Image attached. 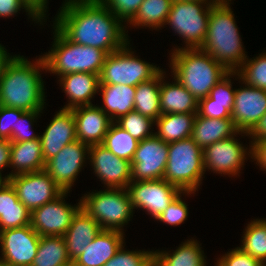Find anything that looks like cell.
Here are the masks:
<instances>
[{"instance_id":"cell-1","label":"cell","mask_w":266,"mask_h":266,"mask_svg":"<svg viewBox=\"0 0 266 266\" xmlns=\"http://www.w3.org/2000/svg\"><path fill=\"white\" fill-rule=\"evenodd\" d=\"M59 9L53 26L71 42L107 54L129 42L127 27L100 0H65Z\"/></svg>"},{"instance_id":"cell-2","label":"cell","mask_w":266,"mask_h":266,"mask_svg":"<svg viewBox=\"0 0 266 266\" xmlns=\"http://www.w3.org/2000/svg\"><path fill=\"white\" fill-rule=\"evenodd\" d=\"M41 70L47 72L42 55L35 62L13 55L0 77V105L24 111L43 110L46 96Z\"/></svg>"},{"instance_id":"cell-3","label":"cell","mask_w":266,"mask_h":266,"mask_svg":"<svg viewBox=\"0 0 266 266\" xmlns=\"http://www.w3.org/2000/svg\"><path fill=\"white\" fill-rule=\"evenodd\" d=\"M230 3H216L210 11L208 30L202 51L221 63L229 72H237L247 59Z\"/></svg>"},{"instance_id":"cell-4","label":"cell","mask_w":266,"mask_h":266,"mask_svg":"<svg viewBox=\"0 0 266 266\" xmlns=\"http://www.w3.org/2000/svg\"><path fill=\"white\" fill-rule=\"evenodd\" d=\"M170 68L175 77L198 101L209 96L215 84L229 71L199 48L172 49Z\"/></svg>"},{"instance_id":"cell-5","label":"cell","mask_w":266,"mask_h":266,"mask_svg":"<svg viewBox=\"0 0 266 266\" xmlns=\"http://www.w3.org/2000/svg\"><path fill=\"white\" fill-rule=\"evenodd\" d=\"M53 28V45L42 56L46 71L59 77L76 72L100 75L107 53L102 49L71 42L55 26Z\"/></svg>"},{"instance_id":"cell-6","label":"cell","mask_w":266,"mask_h":266,"mask_svg":"<svg viewBox=\"0 0 266 266\" xmlns=\"http://www.w3.org/2000/svg\"><path fill=\"white\" fill-rule=\"evenodd\" d=\"M168 149L163 179L181 191H198L205 174L203 149L191 137L168 143Z\"/></svg>"},{"instance_id":"cell-7","label":"cell","mask_w":266,"mask_h":266,"mask_svg":"<svg viewBox=\"0 0 266 266\" xmlns=\"http://www.w3.org/2000/svg\"><path fill=\"white\" fill-rule=\"evenodd\" d=\"M81 198V208L97 221L102 230L123 232V226L133 217L134 209L127 189L95 190Z\"/></svg>"},{"instance_id":"cell-8","label":"cell","mask_w":266,"mask_h":266,"mask_svg":"<svg viewBox=\"0 0 266 266\" xmlns=\"http://www.w3.org/2000/svg\"><path fill=\"white\" fill-rule=\"evenodd\" d=\"M211 0H184L172 3L165 25H170L174 33L185 42V49L200 48L208 30Z\"/></svg>"},{"instance_id":"cell-9","label":"cell","mask_w":266,"mask_h":266,"mask_svg":"<svg viewBox=\"0 0 266 266\" xmlns=\"http://www.w3.org/2000/svg\"><path fill=\"white\" fill-rule=\"evenodd\" d=\"M130 46L129 41L122 49L107 54L99 75L100 84L137 86L161 70L153 63L138 59Z\"/></svg>"},{"instance_id":"cell-10","label":"cell","mask_w":266,"mask_h":266,"mask_svg":"<svg viewBox=\"0 0 266 266\" xmlns=\"http://www.w3.org/2000/svg\"><path fill=\"white\" fill-rule=\"evenodd\" d=\"M248 133L238 132L231 138L215 142L203 149L204 171L230 176H237L244 167L247 154L251 157V146L244 147L236 137ZM237 135V136H236ZM248 151V152H247ZM250 153V154H249Z\"/></svg>"},{"instance_id":"cell-11","label":"cell","mask_w":266,"mask_h":266,"mask_svg":"<svg viewBox=\"0 0 266 266\" xmlns=\"http://www.w3.org/2000/svg\"><path fill=\"white\" fill-rule=\"evenodd\" d=\"M68 191H63L54 200L31 211L30 226L40 236H63L69 228L73 216L81 208V198L77 205L65 201Z\"/></svg>"},{"instance_id":"cell-12","label":"cell","mask_w":266,"mask_h":266,"mask_svg":"<svg viewBox=\"0 0 266 266\" xmlns=\"http://www.w3.org/2000/svg\"><path fill=\"white\" fill-rule=\"evenodd\" d=\"M126 189L133 209L141 208L154 219L182 192L164 179L132 181Z\"/></svg>"},{"instance_id":"cell-13","label":"cell","mask_w":266,"mask_h":266,"mask_svg":"<svg viewBox=\"0 0 266 266\" xmlns=\"http://www.w3.org/2000/svg\"><path fill=\"white\" fill-rule=\"evenodd\" d=\"M168 152V143H165L155 134L140 141L131 160V180L163 179Z\"/></svg>"},{"instance_id":"cell-14","label":"cell","mask_w":266,"mask_h":266,"mask_svg":"<svg viewBox=\"0 0 266 266\" xmlns=\"http://www.w3.org/2000/svg\"><path fill=\"white\" fill-rule=\"evenodd\" d=\"M19 201L31 212L54 200L63 190L43 169L9 177Z\"/></svg>"},{"instance_id":"cell-15","label":"cell","mask_w":266,"mask_h":266,"mask_svg":"<svg viewBox=\"0 0 266 266\" xmlns=\"http://www.w3.org/2000/svg\"><path fill=\"white\" fill-rule=\"evenodd\" d=\"M89 145L76 140L45 162L44 170L63 190L70 192L78 174L89 158Z\"/></svg>"},{"instance_id":"cell-16","label":"cell","mask_w":266,"mask_h":266,"mask_svg":"<svg viewBox=\"0 0 266 266\" xmlns=\"http://www.w3.org/2000/svg\"><path fill=\"white\" fill-rule=\"evenodd\" d=\"M39 240L40 235L30 225L0 231V262L8 266H30Z\"/></svg>"},{"instance_id":"cell-17","label":"cell","mask_w":266,"mask_h":266,"mask_svg":"<svg viewBox=\"0 0 266 266\" xmlns=\"http://www.w3.org/2000/svg\"><path fill=\"white\" fill-rule=\"evenodd\" d=\"M89 164L106 188H123L132 182L131 162L115 156L102 144L89 146Z\"/></svg>"},{"instance_id":"cell-18","label":"cell","mask_w":266,"mask_h":266,"mask_svg":"<svg viewBox=\"0 0 266 266\" xmlns=\"http://www.w3.org/2000/svg\"><path fill=\"white\" fill-rule=\"evenodd\" d=\"M241 83L245 86L235 91L231 117L239 132L249 133L266 113V90Z\"/></svg>"},{"instance_id":"cell-19","label":"cell","mask_w":266,"mask_h":266,"mask_svg":"<svg viewBox=\"0 0 266 266\" xmlns=\"http://www.w3.org/2000/svg\"><path fill=\"white\" fill-rule=\"evenodd\" d=\"M39 138L45 162L57 155L65 145L76 141L73 111L61 108Z\"/></svg>"},{"instance_id":"cell-20","label":"cell","mask_w":266,"mask_h":266,"mask_svg":"<svg viewBox=\"0 0 266 266\" xmlns=\"http://www.w3.org/2000/svg\"><path fill=\"white\" fill-rule=\"evenodd\" d=\"M71 110L75 119L77 140L89 146L102 144L112 121L100 106L92 104Z\"/></svg>"},{"instance_id":"cell-21","label":"cell","mask_w":266,"mask_h":266,"mask_svg":"<svg viewBox=\"0 0 266 266\" xmlns=\"http://www.w3.org/2000/svg\"><path fill=\"white\" fill-rule=\"evenodd\" d=\"M124 233L102 230L72 262V266H104L125 244Z\"/></svg>"},{"instance_id":"cell-22","label":"cell","mask_w":266,"mask_h":266,"mask_svg":"<svg viewBox=\"0 0 266 266\" xmlns=\"http://www.w3.org/2000/svg\"><path fill=\"white\" fill-rule=\"evenodd\" d=\"M58 78L62 90L69 99L63 109L71 110L79 106L92 105L91 99L99 92V75L76 72Z\"/></svg>"},{"instance_id":"cell-23","label":"cell","mask_w":266,"mask_h":266,"mask_svg":"<svg viewBox=\"0 0 266 266\" xmlns=\"http://www.w3.org/2000/svg\"><path fill=\"white\" fill-rule=\"evenodd\" d=\"M101 231L97 221L80 208L63 235L70 260L73 262Z\"/></svg>"},{"instance_id":"cell-24","label":"cell","mask_w":266,"mask_h":266,"mask_svg":"<svg viewBox=\"0 0 266 266\" xmlns=\"http://www.w3.org/2000/svg\"><path fill=\"white\" fill-rule=\"evenodd\" d=\"M14 169L7 178L41 171L45 168L40 138L23 142H11L9 168Z\"/></svg>"},{"instance_id":"cell-25","label":"cell","mask_w":266,"mask_h":266,"mask_svg":"<svg viewBox=\"0 0 266 266\" xmlns=\"http://www.w3.org/2000/svg\"><path fill=\"white\" fill-rule=\"evenodd\" d=\"M238 132L232 118H205L197 113L191 138L204 149L215 142L231 138Z\"/></svg>"},{"instance_id":"cell-26","label":"cell","mask_w":266,"mask_h":266,"mask_svg":"<svg viewBox=\"0 0 266 266\" xmlns=\"http://www.w3.org/2000/svg\"><path fill=\"white\" fill-rule=\"evenodd\" d=\"M103 105L101 110L112 122L134 111L136 86L99 84Z\"/></svg>"},{"instance_id":"cell-27","label":"cell","mask_w":266,"mask_h":266,"mask_svg":"<svg viewBox=\"0 0 266 266\" xmlns=\"http://www.w3.org/2000/svg\"><path fill=\"white\" fill-rule=\"evenodd\" d=\"M165 77L166 75L161 78V114L197 113L198 100L175 77L172 83H166Z\"/></svg>"},{"instance_id":"cell-28","label":"cell","mask_w":266,"mask_h":266,"mask_svg":"<svg viewBox=\"0 0 266 266\" xmlns=\"http://www.w3.org/2000/svg\"><path fill=\"white\" fill-rule=\"evenodd\" d=\"M31 212L19 201L11 183L0 189V231L30 225Z\"/></svg>"},{"instance_id":"cell-29","label":"cell","mask_w":266,"mask_h":266,"mask_svg":"<svg viewBox=\"0 0 266 266\" xmlns=\"http://www.w3.org/2000/svg\"><path fill=\"white\" fill-rule=\"evenodd\" d=\"M197 113L161 114L155 125L158 131L154 134L165 143L187 139L192 135V129Z\"/></svg>"},{"instance_id":"cell-30","label":"cell","mask_w":266,"mask_h":266,"mask_svg":"<svg viewBox=\"0 0 266 266\" xmlns=\"http://www.w3.org/2000/svg\"><path fill=\"white\" fill-rule=\"evenodd\" d=\"M166 74L160 70L153 78L136 86L134 111L156 120L161 115L160 89L161 78Z\"/></svg>"},{"instance_id":"cell-31","label":"cell","mask_w":266,"mask_h":266,"mask_svg":"<svg viewBox=\"0 0 266 266\" xmlns=\"http://www.w3.org/2000/svg\"><path fill=\"white\" fill-rule=\"evenodd\" d=\"M197 240L188 239L172 253L170 251H154V258L162 266H207L206 256Z\"/></svg>"},{"instance_id":"cell-32","label":"cell","mask_w":266,"mask_h":266,"mask_svg":"<svg viewBox=\"0 0 266 266\" xmlns=\"http://www.w3.org/2000/svg\"><path fill=\"white\" fill-rule=\"evenodd\" d=\"M30 266H72L63 236H40L37 253Z\"/></svg>"},{"instance_id":"cell-33","label":"cell","mask_w":266,"mask_h":266,"mask_svg":"<svg viewBox=\"0 0 266 266\" xmlns=\"http://www.w3.org/2000/svg\"><path fill=\"white\" fill-rule=\"evenodd\" d=\"M172 3L173 0H144L129 25L152 30L164 28Z\"/></svg>"},{"instance_id":"cell-34","label":"cell","mask_w":266,"mask_h":266,"mask_svg":"<svg viewBox=\"0 0 266 266\" xmlns=\"http://www.w3.org/2000/svg\"><path fill=\"white\" fill-rule=\"evenodd\" d=\"M244 231L239 248L266 265V219L251 220Z\"/></svg>"},{"instance_id":"cell-35","label":"cell","mask_w":266,"mask_h":266,"mask_svg":"<svg viewBox=\"0 0 266 266\" xmlns=\"http://www.w3.org/2000/svg\"><path fill=\"white\" fill-rule=\"evenodd\" d=\"M138 143L139 141L133 138L126 130L112 122L102 145L115 156L131 162Z\"/></svg>"},{"instance_id":"cell-36","label":"cell","mask_w":266,"mask_h":266,"mask_svg":"<svg viewBox=\"0 0 266 266\" xmlns=\"http://www.w3.org/2000/svg\"><path fill=\"white\" fill-rule=\"evenodd\" d=\"M237 76V79L249 86L266 90V52L252 59L247 57L237 71Z\"/></svg>"},{"instance_id":"cell-37","label":"cell","mask_w":266,"mask_h":266,"mask_svg":"<svg viewBox=\"0 0 266 266\" xmlns=\"http://www.w3.org/2000/svg\"><path fill=\"white\" fill-rule=\"evenodd\" d=\"M115 123L139 142L154 135L152 126H155V121L136 111L120 117Z\"/></svg>"},{"instance_id":"cell-38","label":"cell","mask_w":266,"mask_h":266,"mask_svg":"<svg viewBox=\"0 0 266 266\" xmlns=\"http://www.w3.org/2000/svg\"><path fill=\"white\" fill-rule=\"evenodd\" d=\"M237 77V72H228L221 80H219L213 89L209 92V96L198 101V104H219L226 105V109L232 113L235 91L232 88L230 78Z\"/></svg>"},{"instance_id":"cell-39","label":"cell","mask_w":266,"mask_h":266,"mask_svg":"<svg viewBox=\"0 0 266 266\" xmlns=\"http://www.w3.org/2000/svg\"><path fill=\"white\" fill-rule=\"evenodd\" d=\"M124 247L125 244L104 264V266H148L154 258L153 250L126 251Z\"/></svg>"},{"instance_id":"cell-40","label":"cell","mask_w":266,"mask_h":266,"mask_svg":"<svg viewBox=\"0 0 266 266\" xmlns=\"http://www.w3.org/2000/svg\"><path fill=\"white\" fill-rule=\"evenodd\" d=\"M195 192L182 191L168 207L155 219L171 226H178L188 218V205L182 200V195H191Z\"/></svg>"},{"instance_id":"cell-41","label":"cell","mask_w":266,"mask_h":266,"mask_svg":"<svg viewBox=\"0 0 266 266\" xmlns=\"http://www.w3.org/2000/svg\"><path fill=\"white\" fill-rule=\"evenodd\" d=\"M42 110L25 111L19 119H17L16 130L11 134L10 142H23L39 139L40 135L32 133V126L38 119Z\"/></svg>"},{"instance_id":"cell-42","label":"cell","mask_w":266,"mask_h":266,"mask_svg":"<svg viewBox=\"0 0 266 266\" xmlns=\"http://www.w3.org/2000/svg\"><path fill=\"white\" fill-rule=\"evenodd\" d=\"M111 12H113L123 24L128 23L137 14L144 0H100ZM125 22V23H124Z\"/></svg>"},{"instance_id":"cell-43","label":"cell","mask_w":266,"mask_h":266,"mask_svg":"<svg viewBox=\"0 0 266 266\" xmlns=\"http://www.w3.org/2000/svg\"><path fill=\"white\" fill-rule=\"evenodd\" d=\"M216 261L215 266H264L258 259L243 252L239 247L231 249Z\"/></svg>"},{"instance_id":"cell-44","label":"cell","mask_w":266,"mask_h":266,"mask_svg":"<svg viewBox=\"0 0 266 266\" xmlns=\"http://www.w3.org/2000/svg\"><path fill=\"white\" fill-rule=\"evenodd\" d=\"M24 110L9 108L0 105V139L10 140L11 134L16 130L17 119Z\"/></svg>"},{"instance_id":"cell-45","label":"cell","mask_w":266,"mask_h":266,"mask_svg":"<svg viewBox=\"0 0 266 266\" xmlns=\"http://www.w3.org/2000/svg\"><path fill=\"white\" fill-rule=\"evenodd\" d=\"M21 9H24L29 18L36 23L40 22L43 25V22L27 7V5L22 0H0V17H11L16 15Z\"/></svg>"},{"instance_id":"cell-46","label":"cell","mask_w":266,"mask_h":266,"mask_svg":"<svg viewBox=\"0 0 266 266\" xmlns=\"http://www.w3.org/2000/svg\"><path fill=\"white\" fill-rule=\"evenodd\" d=\"M197 113L205 118H217V119L232 118L231 113L226 109V105L198 104Z\"/></svg>"},{"instance_id":"cell-47","label":"cell","mask_w":266,"mask_h":266,"mask_svg":"<svg viewBox=\"0 0 266 266\" xmlns=\"http://www.w3.org/2000/svg\"><path fill=\"white\" fill-rule=\"evenodd\" d=\"M251 159L256 161L259 168L266 171V139L256 140L251 144Z\"/></svg>"},{"instance_id":"cell-48","label":"cell","mask_w":266,"mask_h":266,"mask_svg":"<svg viewBox=\"0 0 266 266\" xmlns=\"http://www.w3.org/2000/svg\"><path fill=\"white\" fill-rule=\"evenodd\" d=\"M27 7L43 22L46 17L48 0H22Z\"/></svg>"},{"instance_id":"cell-49","label":"cell","mask_w":266,"mask_h":266,"mask_svg":"<svg viewBox=\"0 0 266 266\" xmlns=\"http://www.w3.org/2000/svg\"><path fill=\"white\" fill-rule=\"evenodd\" d=\"M247 136L251 138L249 146H251V144L256 140L266 139V113L259 119L258 123Z\"/></svg>"},{"instance_id":"cell-50","label":"cell","mask_w":266,"mask_h":266,"mask_svg":"<svg viewBox=\"0 0 266 266\" xmlns=\"http://www.w3.org/2000/svg\"><path fill=\"white\" fill-rule=\"evenodd\" d=\"M11 153L10 140L0 139V175L4 168L9 167Z\"/></svg>"},{"instance_id":"cell-51","label":"cell","mask_w":266,"mask_h":266,"mask_svg":"<svg viewBox=\"0 0 266 266\" xmlns=\"http://www.w3.org/2000/svg\"><path fill=\"white\" fill-rule=\"evenodd\" d=\"M11 54L7 52L5 47L0 44V77L4 71L6 64L10 61L13 57Z\"/></svg>"},{"instance_id":"cell-52","label":"cell","mask_w":266,"mask_h":266,"mask_svg":"<svg viewBox=\"0 0 266 266\" xmlns=\"http://www.w3.org/2000/svg\"><path fill=\"white\" fill-rule=\"evenodd\" d=\"M8 181L9 179L7 178V176L3 177L2 175H0V189L5 186Z\"/></svg>"},{"instance_id":"cell-53","label":"cell","mask_w":266,"mask_h":266,"mask_svg":"<svg viewBox=\"0 0 266 266\" xmlns=\"http://www.w3.org/2000/svg\"><path fill=\"white\" fill-rule=\"evenodd\" d=\"M148 266H162L155 258L148 264Z\"/></svg>"},{"instance_id":"cell-54","label":"cell","mask_w":266,"mask_h":266,"mask_svg":"<svg viewBox=\"0 0 266 266\" xmlns=\"http://www.w3.org/2000/svg\"><path fill=\"white\" fill-rule=\"evenodd\" d=\"M211 1L215 3H229L231 0H211Z\"/></svg>"},{"instance_id":"cell-55","label":"cell","mask_w":266,"mask_h":266,"mask_svg":"<svg viewBox=\"0 0 266 266\" xmlns=\"http://www.w3.org/2000/svg\"><path fill=\"white\" fill-rule=\"evenodd\" d=\"M0 266H8V265H5V264H3V263L0 262Z\"/></svg>"}]
</instances>
